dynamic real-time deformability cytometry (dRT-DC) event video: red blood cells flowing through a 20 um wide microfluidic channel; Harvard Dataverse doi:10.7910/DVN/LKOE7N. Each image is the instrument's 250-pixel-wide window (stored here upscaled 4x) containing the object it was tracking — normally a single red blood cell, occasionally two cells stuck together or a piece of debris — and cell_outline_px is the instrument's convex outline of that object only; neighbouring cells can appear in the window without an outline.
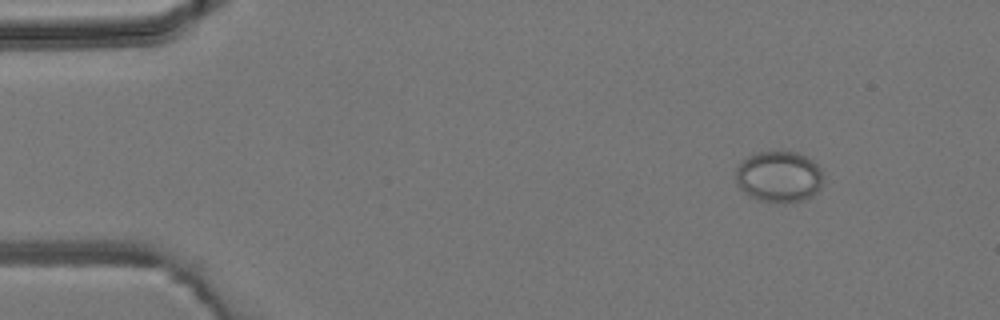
{"species": "common noctule bat (a hibernating species)", "species_latin": "Nyctalus noctula", "temperature_condition": "room temperature", "stored_images_in_passage": 4, "camera_frame_rate_fps": 3000, "um_per_image_px": 0.085, "animal": {"sex": "male", "body_mass_g": 19.2, "forearm_length_mm": 51.8}, "frame": {"image": 1, "passage_image": 1, "time_ms": 0.0, "image_size_px": [1000, 320], "cell_outline_px": [[824, 184], [812, 196], [804, 200], [784, 204], [780, 204], [756, 200], [748, 196], [736, 184], [736, 168], [748, 156], [756, 152], [796, 152], [812, 160], [820, 168]], "centroid_in_image_um": [66.21, 15.06], "position_along_channel_um": 18.8, "area_um2": 26.47}}
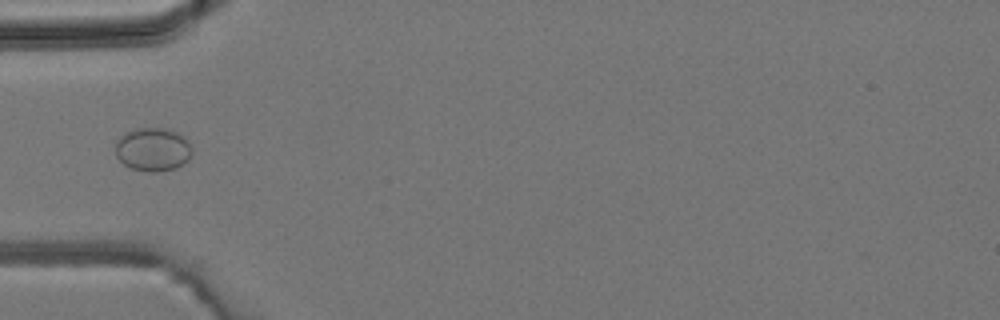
{"frame": {"image": 2, "passage_image": 4, "time_ms": 3.333, "image_size_px": [1000, 320], "cell_outline_px": [[192, 156], [188, 160], [176, 168], [156, 172], [148, 172], [132, 168], [124, 164], [116, 156], [116, 140], [124, 132], [136, 128], [164, 128], [176, 132], [184, 136], [188, 140], [192, 148]], "centroid_in_image_um": [13.0, 12.69], "position_along_channel_um": 72.0, "area_um2": 19.59}}